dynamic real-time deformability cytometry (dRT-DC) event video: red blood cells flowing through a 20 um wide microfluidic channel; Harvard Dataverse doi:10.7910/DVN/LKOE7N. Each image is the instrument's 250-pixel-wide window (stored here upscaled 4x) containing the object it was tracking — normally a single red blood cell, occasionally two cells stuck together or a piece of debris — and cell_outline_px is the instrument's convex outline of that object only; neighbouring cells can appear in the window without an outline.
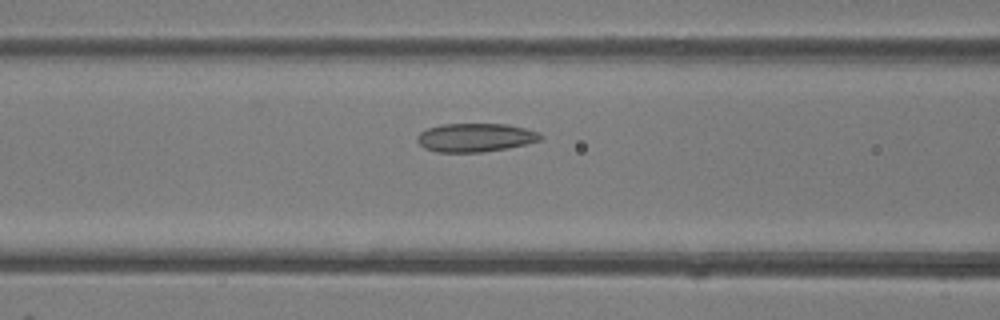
{"species": "common noctule bat (a hibernating species)", "species_latin": "Nyctalus noctula", "temperature_condition": "room temperature", "stored_images_in_passage": 9, "camera_frame_rate_fps": 3000, "um_per_image_px": 0.085, "animal": {"sex": "female"}, "frame": {"image": 1, "passage_image": 8, "time_ms": 2.333, "image_size_px": [1000, 320], "cell_outline_px": [[544, 136], [540, 140], [508, 148], [480, 152], [436, 152], [424, 148], [416, 140], [416, 136], [420, 132], [428, 128], [440, 124], [508, 124], [540, 132]], "centroid_in_image_um": [40.39, 11.69], "position_along_channel_um": 126.2, "area_um2": 20.58}}